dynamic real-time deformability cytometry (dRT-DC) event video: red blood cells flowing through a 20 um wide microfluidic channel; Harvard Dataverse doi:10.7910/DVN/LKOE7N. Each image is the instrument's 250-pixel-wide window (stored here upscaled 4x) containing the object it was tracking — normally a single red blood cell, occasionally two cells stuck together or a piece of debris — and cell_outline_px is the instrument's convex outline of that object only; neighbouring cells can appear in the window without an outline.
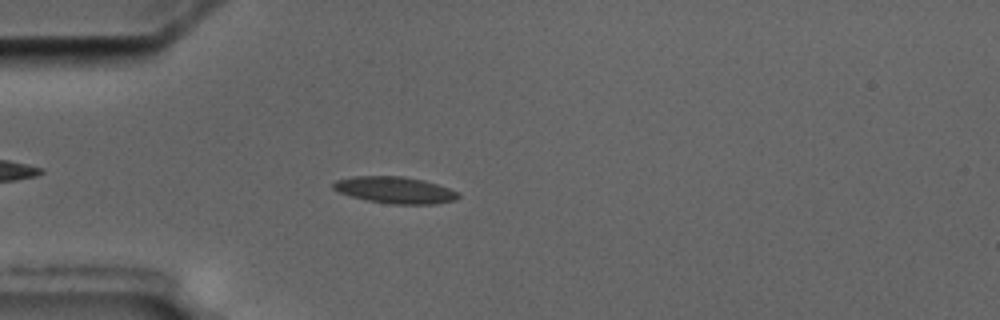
{"species": "common noctule bat (a hibernating species)", "species_latin": "Nyctalus noctula", "temperature_condition": "cold", "stored_images_in_passage": 4, "camera_frame_rate_fps": 3000, "um_per_image_px": 0.085, "animal": {"sex": "male", "body_mass_g": 17.5, "forearm_length_mm": 52.3}, "frame": {"image": 1, "passage_image": 4, "time_ms": 3.333, "image_size_px": [1000, 320], "cell_outline_px": [[460, 196], [456, 200], [436, 204], [392, 204], [368, 200], [352, 196], [340, 192], [332, 188], [332, 184], [336, 180], [356, 176], [404, 176], [424, 180], [460, 192]], "centroid_in_image_um": [33.62, 16.15], "position_along_channel_um": 51.4, "area_um2": 19.36}}